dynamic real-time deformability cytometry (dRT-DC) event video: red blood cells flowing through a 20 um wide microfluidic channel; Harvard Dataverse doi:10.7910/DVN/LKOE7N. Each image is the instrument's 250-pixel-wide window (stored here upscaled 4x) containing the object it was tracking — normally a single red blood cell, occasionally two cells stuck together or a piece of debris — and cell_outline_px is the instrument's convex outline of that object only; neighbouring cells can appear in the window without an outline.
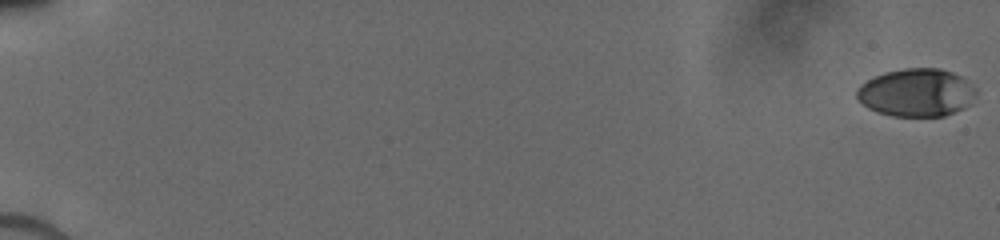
{"species": "human", "species_latin": "Homo sapiens", "temperature_condition": "cold", "stored_images_in_passage": 27, "camera_frame_rate_fps": 3000, "um_per_image_px": 0.085, "donor": {"sex": "male"}, "frame": {"image": 1, "passage_image": 1, "time_ms": 0.0, "image_size_px": [1000, 240], "cell_outline_px": [[976, 92], [972, 104], [964, 108], [944, 116], [892, 116], [876, 112], [868, 108], [856, 96], [856, 88], [860, 84], [884, 72], [904, 68], [940, 68], [952, 72], [960, 76], [972, 84], [976, 88]], "centroid_in_image_um": [77.91, 7.87], "position_along_channel_um": 7.1, "area_um2": 33.52}}
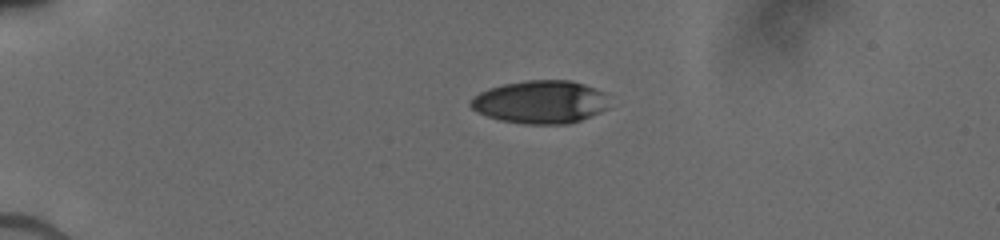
{"frame": {"image": 2, "passage_image": 18, "time_ms": 4.667, "image_size_px": [1000, 240], "cell_outline_px": [[608, 108], [600, 112], [580, 120], [568, 124], [524, 124], [500, 120], [476, 112], [468, 104], [480, 92], [488, 88], [504, 84], [528, 80], [572, 80], [596, 88], [604, 92]], "centroid_in_image_um": [45.93, 8.67], "position_along_channel_um": 39.1, "area_um2": 34.68}}